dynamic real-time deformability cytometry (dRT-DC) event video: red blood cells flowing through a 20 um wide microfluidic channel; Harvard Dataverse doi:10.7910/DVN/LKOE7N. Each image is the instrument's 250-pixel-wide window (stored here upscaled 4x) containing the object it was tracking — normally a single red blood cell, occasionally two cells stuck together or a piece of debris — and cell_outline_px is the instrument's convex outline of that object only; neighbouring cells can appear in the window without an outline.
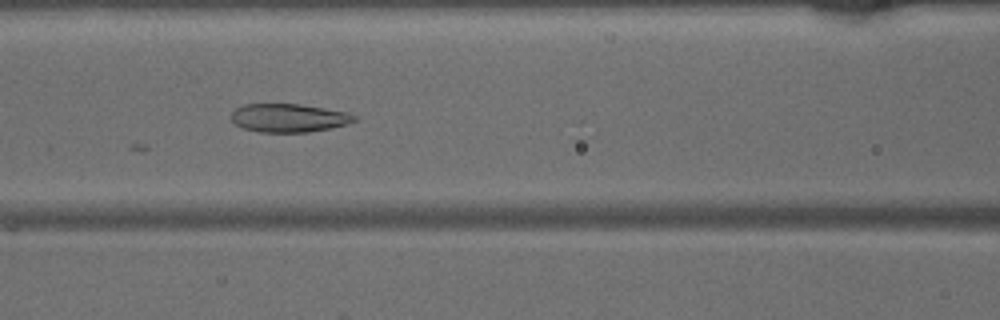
{"species": "common noctule bat (a hibernating species)", "species_latin": "Nyctalus noctula", "temperature_condition": "warm", "stored_images_in_passage": 44, "camera_frame_rate_fps": 3000, "um_per_image_px": 0.085, "animal": {"sex": "male", "body_mass_g": 15.6}, "frame": {"image": 1, "passage_image": 17, "time_ms": 5.333, "image_size_px": [1000, 320], "cell_outline_px": [[360, 120], [348, 124], [332, 128], [308, 132], [260, 132], [244, 128], [236, 124], [232, 120], [232, 112], [236, 108], [244, 104], [300, 104], [348, 112], [356, 116]], "centroid_in_image_um": [24.61, 10.02], "position_along_channel_um": 142.0, "area_um2": 20.46}}
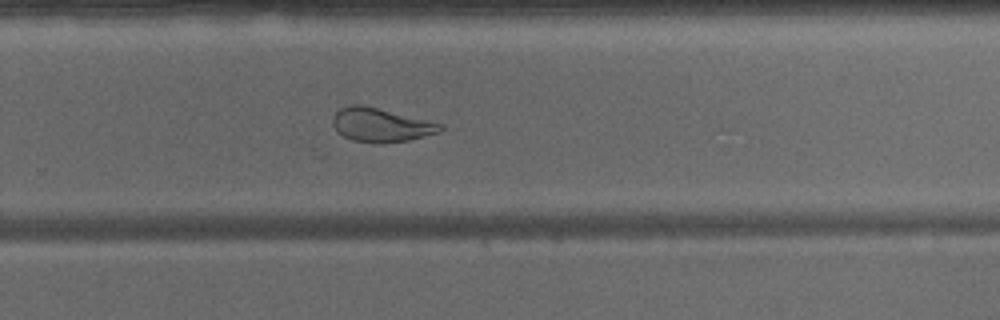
{"frame": {"image": 2, "passage_image": 28, "time_ms": 9.0, "image_size_px": [1000, 320], "cell_outline_px": [[444, 128], [440, 132], [408, 140], [380, 144], [372, 144], [352, 140], [344, 136], [332, 124], [332, 116], [340, 108], [352, 104], [360, 104], [428, 120], [444, 124]], "centroid_in_image_um": [32.38, 10.63], "position_along_channel_um": 297.4, "area_um2": 21.21}}
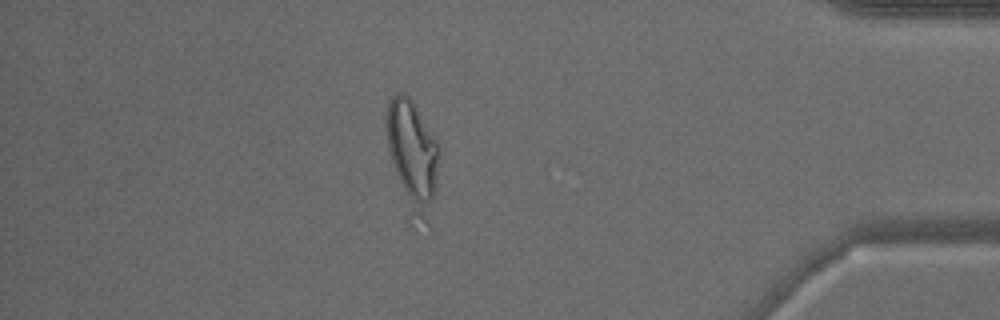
{"frame": {"image": 3, "passage_image": 38, "time_ms": 12.333, "image_size_px": [1000, 320], "cell_outline_px": [[436, 188], [432, 228], [420, 220], [416, 216], [396, 172], [388, 148], [384, 124], [384, 120], [388, 100], [396, 92], [404, 92], [416, 104], [436, 140]], "centroid_in_image_um": [35.06, 13.08], "position_along_channel_um": 400.1, "area_um2": 32.77}}